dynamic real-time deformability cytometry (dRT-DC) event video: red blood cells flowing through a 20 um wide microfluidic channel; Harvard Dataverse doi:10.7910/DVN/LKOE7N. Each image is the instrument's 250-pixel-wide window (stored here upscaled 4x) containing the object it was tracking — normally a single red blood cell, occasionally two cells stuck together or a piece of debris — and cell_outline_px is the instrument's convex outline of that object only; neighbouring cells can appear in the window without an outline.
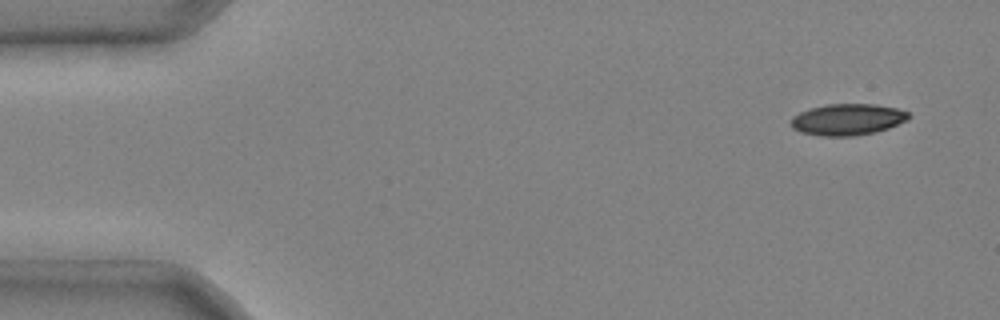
{"species": "common noctule bat (a hibernating species)", "species_latin": "Nyctalus noctula", "temperature_condition": "cold", "stored_images_in_passage": 4, "camera_frame_rate_fps": 3000, "um_per_image_px": 0.085, "animal": {"sex": "male", "body_mass_g": 20.4}, "frame": {"image": 1, "passage_image": 1, "time_ms": 0.0, "image_size_px": [1000, 320], "cell_outline_px": [[912, 116], [908, 120], [888, 128], [876, 132], [856, 136], [820, 136], [800, 132], [792, 128], [792, 116], [800, 112], [824, 104], [876, 104], [896, 108], [908, 112]], "centroid_in_image_um": [72.06, 10.16], "position_along_channel_um": 12.9, "area_um2": 21.68}}